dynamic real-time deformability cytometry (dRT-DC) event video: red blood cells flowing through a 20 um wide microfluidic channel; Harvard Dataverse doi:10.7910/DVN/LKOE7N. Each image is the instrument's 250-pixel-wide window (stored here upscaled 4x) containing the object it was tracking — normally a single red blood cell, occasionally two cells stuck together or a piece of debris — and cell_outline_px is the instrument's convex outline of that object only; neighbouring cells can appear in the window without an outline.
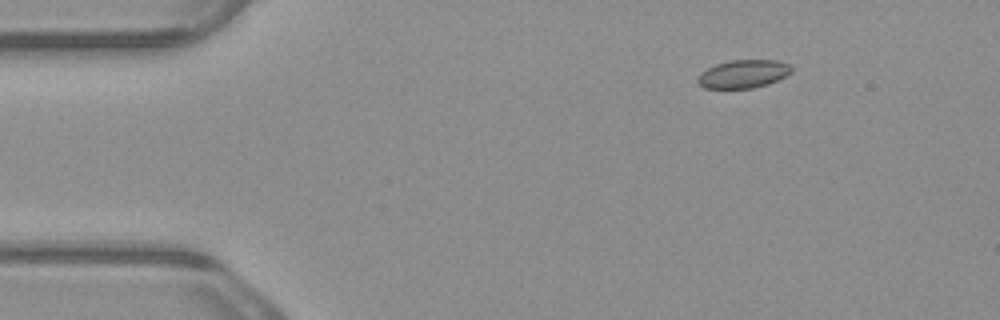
{"species": "common noctule bat (a hibernating species)", "species_latin": "Nyctalus noctula", "temperature_condition": "warm", "stored_images_in_passage": 4, "camera_frame_rate_fps": 3000, "um_per_image_px": 0.085, "animal": {"sex": "male", "body_mass_g": 23.1, "forearm_length_mm": 52.7}, "frame": {"image": 1, "passage_image": 2, "time_ms": 0.333, "image_size_px": [1000, 320], "cell_outline_px": [[792, 72], [768, 84], [752, 88], [704, 88], [696, 80], [700, 72], [716, 64], [732, 60], [780, 60], [788, 64], [792, 68]], "centroid_in_image_um": [63.17, 6.28], "position_along_channel_um": 21.8, "area_um2": 15.32}}